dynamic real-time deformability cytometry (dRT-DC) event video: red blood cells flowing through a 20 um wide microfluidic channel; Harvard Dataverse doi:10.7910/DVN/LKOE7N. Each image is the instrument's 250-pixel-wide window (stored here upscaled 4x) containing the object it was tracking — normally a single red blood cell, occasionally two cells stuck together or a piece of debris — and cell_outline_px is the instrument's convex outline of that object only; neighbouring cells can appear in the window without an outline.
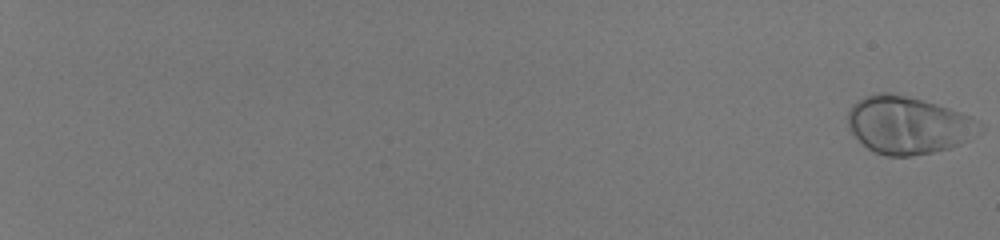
{"species": "human", "species_latin": "Homo sapiens", "temperature_condition": "room temperature", "stored_images_in_passage": 58, "camera_frame_rate_fps": 3000, "um_per_image_px": 0.085, "donor": {"sex": "male"}, "frame": {"image": 1, "passage_image": 1, "time_ms": 0.0, "image_size_px": [1000, 240], "cell_outline_px": [[984, 132], [960, 144], [948, 148], [932, 152], [908, 156], [884, 156], [872, 152], [848, 128], [848, 112], [852, 104], [864, 96], [880, 92], [888, 92], [936, 104], [972, 116], [984, 124]], "centroid_in_image_um": [77.23, 10.64], "position_along_channel_um": 7.8, "area_um2": 44.33}}
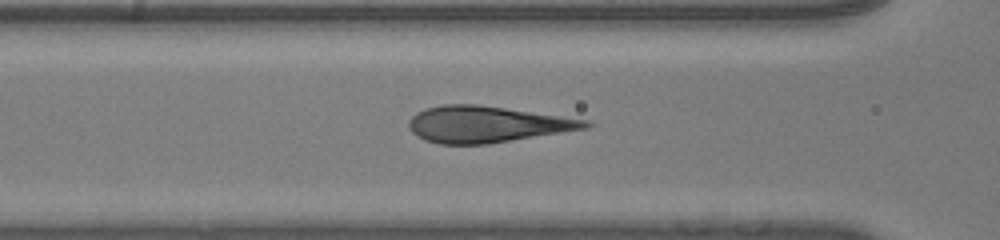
{"frame": {"image": 2, "passage_image": 32, "time_ms": 10.333, "image_size_px": [1000, 240], "cell_outline_px": [[596, 124], [588, 128], [488, 144], [440, 144], [424, 140], [416, 136], [412, 132], [408, 124], [408, 120], [416, 112], [424, 108], [444, 104], [476, 104], [588, 120]], "centroid_in_image_um": [41.35, 10.57], "position_along_channel_um": 125.3, "area_um2": 37.34}}
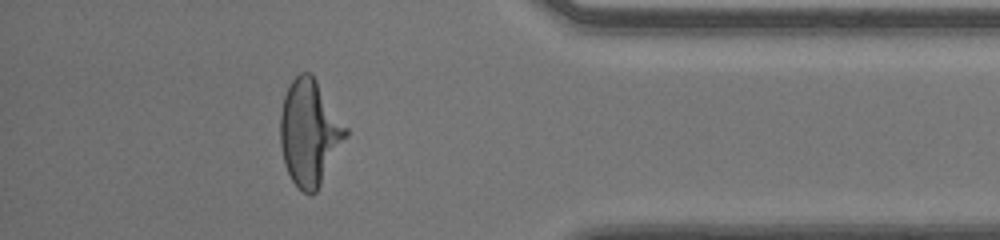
{"frame": {"image": 3, "passage_image": 54, "time_ms": 17.667, "image_size_px": [1000, 240], "cell_outline_px": [[348, 136], [316, 192], [312, 196], [304, 192], [292, 180], [284, 164], [280, 144], [280, 112], [284, 96], [292, 80], [300, 72], [312, 72], [348, 128]], "centroid_in_image_um": [26.32, 11.25], "position_along_channel_um": 408.9, "area_um2": 40.52}}